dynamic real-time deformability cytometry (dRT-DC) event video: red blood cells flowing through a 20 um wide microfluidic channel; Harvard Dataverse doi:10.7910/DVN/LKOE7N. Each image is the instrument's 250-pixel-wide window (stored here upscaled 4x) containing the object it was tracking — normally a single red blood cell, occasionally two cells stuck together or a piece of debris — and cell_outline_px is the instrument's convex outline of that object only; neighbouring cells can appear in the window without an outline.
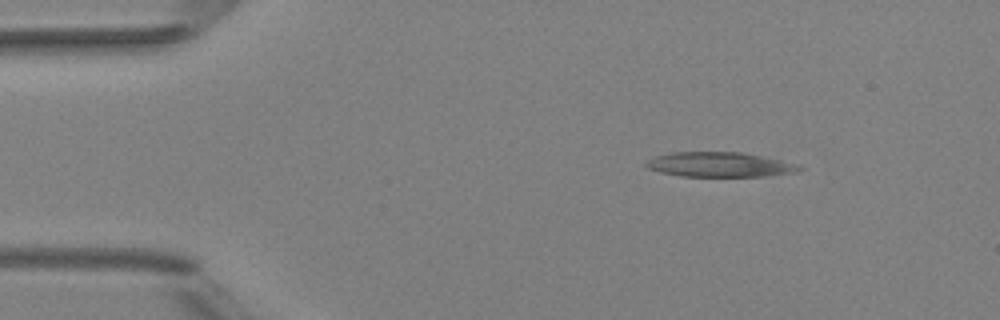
{"species": "Egyptian fruit bat (a non-hibernating species)", "species_latin": "Rousettus aegyptiacus", "temperature_condition": "room temperature", "stored_images_in_passage": 3, "camera_frame_rate_fps": 3000, "um_per_image_px": 0.085, "animal": {"sex": "female"}, "frame": {"image": 1, "passage_image": 1, "time_ms": 0.0, "image_size_px": [1000, 320], "cell_outline_px": [[804, 168], [796, 172], [764, 176], [680, 176], [660, 172], [648, 168], [644, 164], [648, 160], [656, 156], [672, 152], [740, 152], [800, 164]], "centroid_in_image_um": [61.18, 13.99], "position_along_channel_um": 23.8, "area_um2": 21.96}}
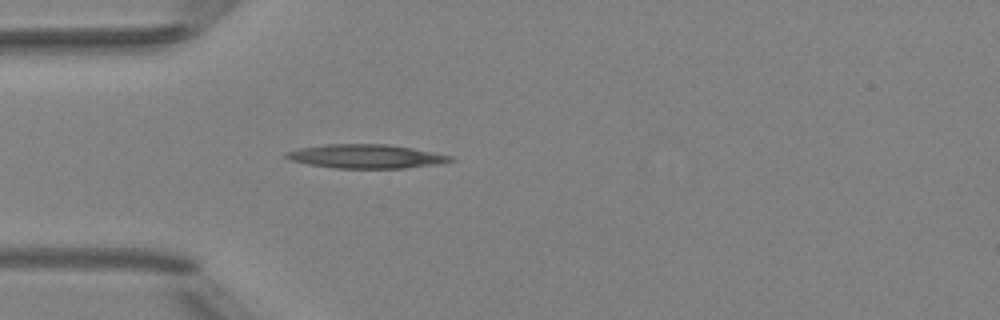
{"frame": {"image": 2, "passage_image": 3, "time_ms": 2.333, "image_size_px": [1000, 320], "cell_outline_px": [[456, 160], [444, 164], [404, 168], [336, 168], [308, 164], [292, 160], [284, 156], [284, 152], [300, 148], [324, 144], [388, 144], [412, 148], [452, 156]], "centroid_in_image_um": [31.15, 13.29], "position_along_channel_um": 53.8, "area_um2": 22.95}}